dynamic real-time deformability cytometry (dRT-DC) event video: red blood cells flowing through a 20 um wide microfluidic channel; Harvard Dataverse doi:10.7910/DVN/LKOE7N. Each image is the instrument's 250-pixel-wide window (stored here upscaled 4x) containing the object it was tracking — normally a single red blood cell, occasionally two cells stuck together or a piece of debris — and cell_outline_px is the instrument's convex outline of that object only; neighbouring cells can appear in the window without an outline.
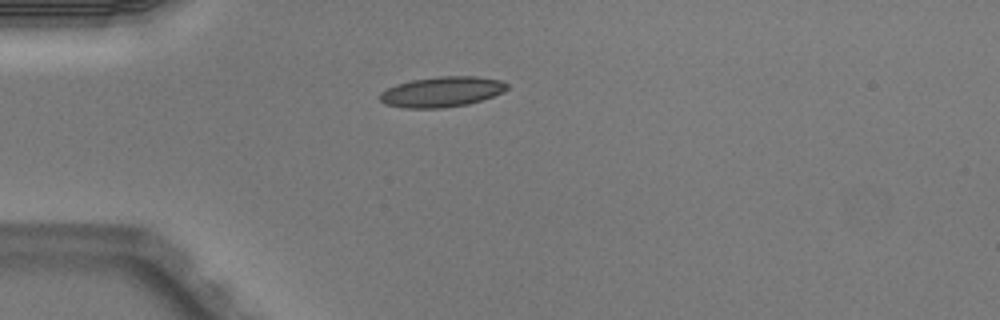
{"species": "Egyptian fruit bat (a non-hibernating species)", "species_latin": "Rousettus aegyptiacus", "temperature_condition": "warm", "stored_images_in_passage": 2, "camera_frame_rate_fps": 3000, "um_per_image_px": 0.085, "animal": {"sex": "male"}, "frame": {"image": 1, "passage_image": 1, "time_ms": 0.0, "image_size_px": [1000, 320], "cell_outline_px": [[508, 88], [504, 92], [468, 104], [440, 108], [404, 108], [384, 104], [380, 100], [380, 92], [396, 84], [412, 80], [440, 76], [476, 76], [500, 80], [508, 84]], "centroid_in_image_um": [37.54, 7.8], "position_along_channel_um": 47.5, "area_um2": 22.43}}